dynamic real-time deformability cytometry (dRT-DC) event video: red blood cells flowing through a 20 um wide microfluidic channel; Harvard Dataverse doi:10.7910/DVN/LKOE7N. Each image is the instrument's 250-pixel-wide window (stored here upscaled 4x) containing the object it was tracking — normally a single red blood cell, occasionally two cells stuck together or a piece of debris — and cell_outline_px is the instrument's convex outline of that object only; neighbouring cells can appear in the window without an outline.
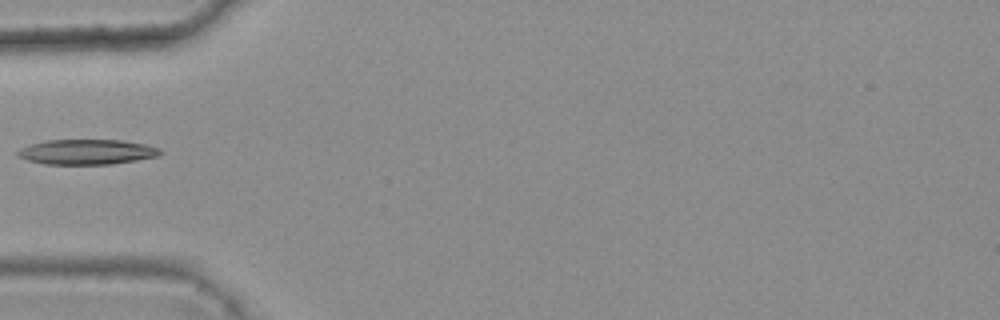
{"species": "common noctule bat (a hibernating species)", "species_latin": "Nyctalus noctula", "temperature_condition": "warm", "stored_images_in_passage": 2, "camera_frame_rate_fps": 3000, "um_per_image_px": 0.085, "animal": {"sex": "female", "body_mass_g": 25.1}, "frame": {"image": 1, "passage_image": 1, "time_ms": 0.0, "image_size_px": [1000, 320], "cell_outline_px": [[160, 156], [112, 164], [44, 164], [28, 160], [16, 156], [16, 152], [20, 148], [32, 144], [48, 140], [120, 140], [144, 144], [160, 148]], "centroid_in_image_um": [7.37, 12.92], "position_along_channel_um": 77.6, "area_um2": 20.75}}
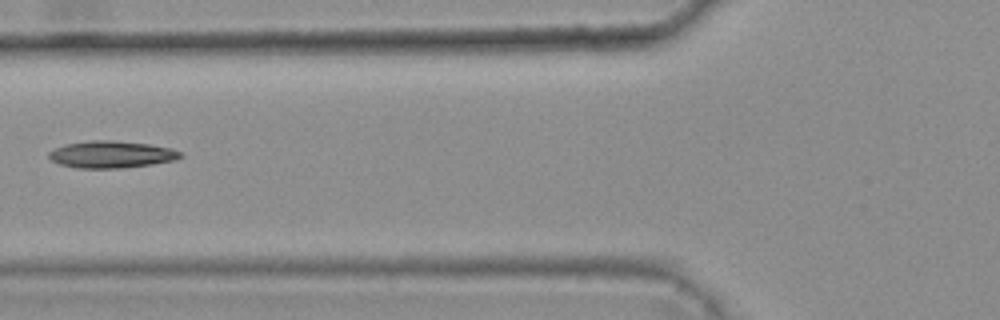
{"frame": {"image": 2, "passage_image": 2, "time_ms": 0.333, "image_size_px": [1000, 320], "cell_outline_px": [[184, 156], [176, 160], [152, 164], [120, 168], [76, 168], [60, 164], [52, 160], [48, 156], [48, 152], [64, 144], [92, 140], [112, 140], [148, 144], [172, 148], [180, 152]], "centroid_in_image_um": [9.48, 13.12], "position_along_channel_um": 116.3, "area_um2": 20.69}}